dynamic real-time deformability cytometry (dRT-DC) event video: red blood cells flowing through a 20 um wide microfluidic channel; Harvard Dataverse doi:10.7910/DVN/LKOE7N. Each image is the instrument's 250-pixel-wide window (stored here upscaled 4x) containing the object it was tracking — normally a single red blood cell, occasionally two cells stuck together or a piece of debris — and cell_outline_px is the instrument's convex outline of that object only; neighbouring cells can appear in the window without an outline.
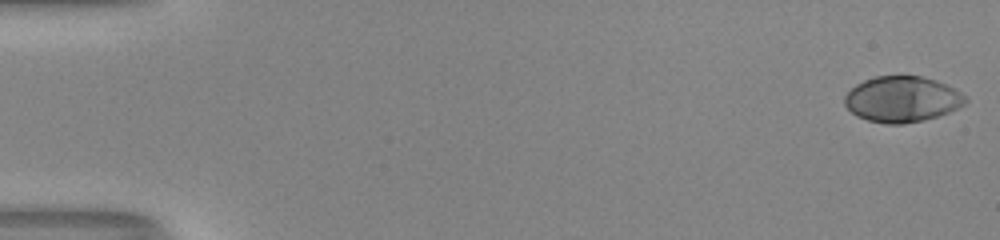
{"species": "human", "species_latin": "Homo sapiens", "temperature_condition": "room temperature", "stored_images_in_passage": 53, "camera_frame_rate_fps": 3000, "um_per_image_px": 0.085, "donor": {"sex": "male"}, "frame": {"image": 1, "passage_image": 1, "time_ms": 0.0, "image_size_px": [1000, 240], "cell_outline_px": [[968, 100], [964, 104], [948, 112], [924, 120], [904, 124], [884, 124], [868, 120], [856, 116], [844, 104], [844, 96], [856, 84], [864, 80], [876, 76], [920, 76], [936, 80], [968, 96]], "centroid_in_image_um": [76.66, 8.44], "position_along_channel_um": 8.3, "area_um2": 32.14}}
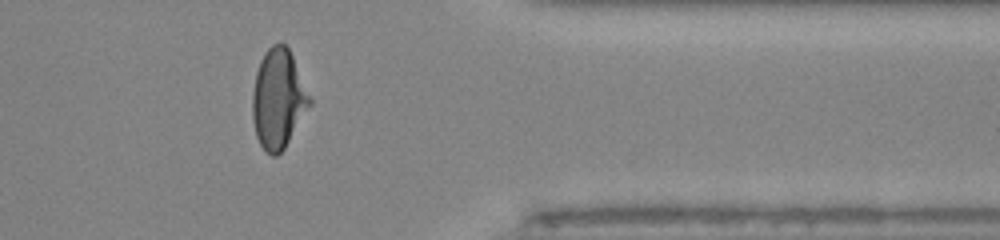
{"frame": {"image": 2, "passage_image": 44, "time_ms": 14.333, "image_size_px": [1000, 240], "cell_outline_px": [[312, 104], [284, 148], [276, 156], [272, 156], [260, 144], [256, 136], [252, 116], [252, 92], [256, 72], [260, 60], [264, 52], [272, 44], [284, 44], [288, 48], [292, 56], [312, 100]], "centroid_in_image_um": [23.64, 8.41], "position_along_channel_um": 387.8, "area_um2": 32.89}}
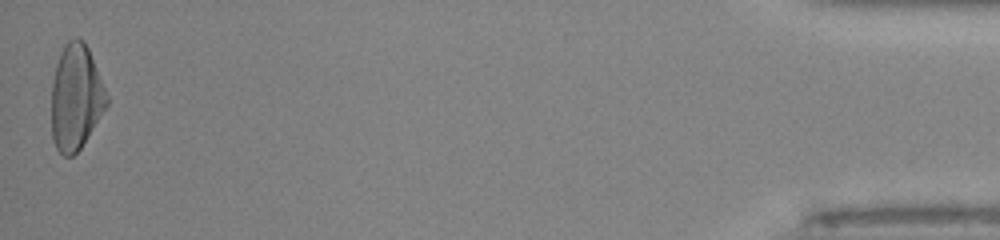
{"frame": {"image": 3, "passage_image": 53, "time_ms": 17.333, "image_size_px": [1000, 240], "cell_outline_px": [[108, 104], [80, 148], [72, 156], [64, 156], [56, 148], [52, 140], [52, 80], [56, 64], [60, 52], [64, 44], [68, 40], [76, 36], [84, 40], [88, 48], [108, 96]], "centroid_in_image_um": [6.43, 8.24], "position_along_channel_um": 428.8, "area_um2": 33.81}, "authors_computed_cell_mechanics": {"area_um2": 32.3102, "velocity_mm_per_s": 4.0227, "shape_relaxation_time_tau1_ms": 4.8266, "shape_relaxation_time_tau2_ms": null, "deformation_change_tau1": 0.2418, "deformation_change_tau2": null}}